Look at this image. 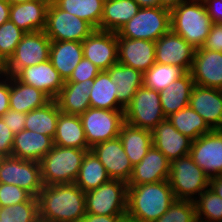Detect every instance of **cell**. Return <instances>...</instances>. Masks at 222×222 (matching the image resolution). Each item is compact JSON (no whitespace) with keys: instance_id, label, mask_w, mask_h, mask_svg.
Instances as JSON below:
<instances>
[{"instance_id":"obj_1","label":"cell","mask_w":222,"mask_h":222,"mask_svg":"<svg viewBox=\"0 0 222 222\" xmlns=\"http://www.w3.org/2000/svg\"><path fill=\"white\" fill-rule=\"evenodd\" d=\"M37 198L41 222H80L86 214L85 193L75 183L43 184Z\"/></svg>"},{"instance_id":"obj_2","label":"cell","mask_w":222,"mask_h":222,"mask_svg":"<svg viewBox=\"0 0 222 222\" xmlns=\"http://www.w3.org/2000/svg\"><path fill=\"white\" fill-rule=\"evenodd\" d=\"M175 201L168 180L142 185H128L127 213L136 222H154Z\"/></svg>"},{"instance_id":"obj_3","label":"cell","mask_w":222,"mask_h":222,"mask_svg":"<svg viewBox=\"0 0 222 222\" xmlns=\"http://www.w3.org/2000/svg\"><path fill=\"white\" fill-rule=\"evenodd\" d=\"M170 24L173 32L197 49L204 44L213 22L203 0H187L170 10Z\"/></svg>"},{"instance_id":"obj_4","label":"cell","mask_w":222,"mask_h":222,"mask_svg":"<svg viewBox=\"0 0 222 222\" xmlns=\"http://www.w3.org/2000/svg\"><path fill=\"white\" fill-rule=\"evenodd\" d=\"M90 150L54 145L40 161L43 184L74 183L83 159Z\"/></svg>"},{"instance_id":"obj_5","label":"cell","mask_w":222,"mask_h":222,"mask_svg":"<svg viewBox=\"0 0 222 222\" xmlns=\"http://www.w3.org/2000/svg\"><path fill=\"white\" fill-rule=\"evenodd\" d=\"M175 199L192 200L209 187V177L190 155L170 162L169 179ZM195 195V196H194Z\"/></svg>"},{"instance_id":"obj_6","label":"cell","mask_w":222,"mask_h":222,"mask_svg":"<svg viewBox=\"0 0 222 222\" xmlns=\"http://www.w3.org/2000/svg\"><path fill=\"white\" fill-rule=\"evenodd\" d=\"M171 29L170 10L164 7H141L118 32L117 37L157 41Z\"/></svg>"},{"instance_id":"obj_7","label":"cell","mask_w":222,"mask_h":222,"mask_svg":"<svg viewBox=\"0 0 222 222\" xmlns=\"http://www.w3.org/2000/svg\"><path fill=\"white\" fill-rule=\"evenodd\" d=\"M128 184L110 180L85 193L86 213L94 215H126Z\"/></svg>"},{"instance_id":"obj_8","label":"cell","mask_w":222,"mask_h":222,"mask_svg":"<svg viewBox=\"0 0 222 222\" xmlns=\"http://www.w3.org/2000/svg\"><path fill=\"white\" fill-rule=\"evenodd\" d=\"M125 123L152 131L166 119L160 102L159 91L141 86L124 110Z\"/></svg>"},{"instance_id":"obj_9","label":"cell","mask_w":222,"mask_h":222,"mask_svg":"<svg viewBox=\"0 0 222 222\" xmlns=\"http://www.w3.org/2000/svg\"><path fill=\"white\" fill-rule=\"evenodd\" d=\"M85 131L86 142L90 148L94 145L115 139L125 123L124 110H106L88 108L80 115Z\"/></svg>"},{"instance_id":"obj_10","label":"cell","mask_w":222,"mask_h":222,"mask_svg":"<svg viewBox=\"0 0 222 222\" xmlns=\"http://www.w3.org/2000/svg\"><path fill=\"white\" fill-rule=\"evenodd\" d=\"M94 30L88 22L60 9L56 4L48 6L44 32L51 41L82 42Z\"/></svg>"},{"instance_id":"obj_11","label":"cell","mask_w":222,"mask_h":222,"mask_svg":"<svg viewBox=\"0 0 222 222\" xmlns=\"http://www.w3.org/2000/svg\"><path fill=\"white\" fill-rule=\"evenodd\" d=\"M51 40L44 31L25 33L14 55L7 62L6 76H14L20 69L49 60Z\"/></svg>"},{"instance_id":"obj_12","label":"cell","mask_w":222,"mask_h":222,"mask_svg":"<svg viewBox=\"0 0 222 222\" xmlns=\"http://www.w3.org/2000/svg\"><path fill=\"white\" fill-rule=\"evenodd\" d=\"M0 183L14 184L38 197L43 188L40 162L4 157L0 162Z\"/></svg>"},{"instance_id":"obj_13","label":"cell","mask_w":222,"mask_h":222,"mask_svg":"<svg viewBox=\"0 0 222 222\" xmlns=\"http://www.w3.org/2000/svg\"><path fill=\"white\" fill-rule=\"evenodd\" d=\"M189 155L209 178L222 175V130L193 140Z\"/></svg>"},{"instance_id":"obj_14","label":"cell","mask_w":222,"mask_h":222,"mask_svg":"<svg viewBox=\"0 0 222 222\" xmlns=\"http://www.w3.org/2000/svg\"><path fill=\"white\" fill-rule=\"evenodd\" d=\"M196 49L171 29L155 41V62L190 72Z\"/></svg>"},{"instance_id":"obj_15","label":"cell","mask_w":222,"mask_h":222,"mask_svg":"<svg viewBox=\"0 0 222 222\" xmlns=\"http://www.w3.org/2000/svg\"><path fill=\"white\" fill-rule=\"evenodd\" d=\"M83 56L90 60L101 71L108 70L118 63L117 33L94 30L82 41Z\"/></svg>"},{"instance_id":"obj_16","label":"cell","mask_w":222,"mask_h":222,"mask_svg":"<svg viewBox=\"0 0 222 222\" xmlns=\"http://www.w3.org/2000/svg\"><path fill=\"white\" fill-rule=\"evenodd\" d=\"M112 180L129 182L133 164L126 155L119 137L98 143L91 148Z\"/></svg>"},{"instance_id":"obj_17","label":"cell","mask_w":222,"mask_h":222,"mask_svg":"<svg viewBox=\"0 0 222 222\" xmlns=\"http://www.w3.org/2000/svg\"><path fill=\"white\" fill-rule=\"evenodd\" d=\"M14 77L26 85L41 90L51 100L56 99L65 84L50 60L20 69Z\"/></svg>"},{"instance_id":"obj_18","label":"cell","mask_w":222,"mask_h":222,"mask_svg":"<svg viewBox=\"0 0 222 222\" xmlns=\"http://www.w3.org/2000/svg\"><path fill=\"white\" fill-rule=\"evenodd\" d=\"M190 73L195 85L222 90V52L197 48Z\"/></svg>"},{"instance_id":"obj_19","label":"cell","mask_w":222,"mask_h":222,"mask_svg":"<svg viewBox=\"0 0 222 222\" xmlns=\"http://www.w3.org/2000/svg\"><path fill=\"white\" fill-rule=\"evenodd\" d=\"M189 106L212 130H222V90L194 85Z\"/></svg>"},{"instance_id":"obj_20","label":"cell","mask_w":222,"mask_h":222,"mask_svg":"<svg viewBox=\"0 0 222 222\" xmlns=\"http://www.w3.org/2000/svg\"><path fill=\"white\" fill-rule=\"evenodd\" d=\"M118 63L135 68L143 74L155 62V41L117 37Z\"/></svg>"},{"instance_id":"obj_21","label":"cell","mask_w":222,"mask_h":222,"mask_svg":"<svg viewBox=\"0 0 222 222\" xmlns=\"http://www.w3.org/2000/svg\"><path fill=\"white\" fill-rule=\"evenodd\" d=\"M151 134L153 146L170 162L189 155L193 140L177 131L167 118L161 121Z\"/></svg>"},{"instance_id":"obj_22","label":"cell","mask_w":222,"mask_h":222,"mask_svg":"<svg viewBox=\"0 0 222 222\" xmlns=\"http://www.w3.org/2000/svg\"><path fill=\"white\" fill-rule=\"evenodd\" d=\"M170 174V161L153 145L147 154L133 166L128 185H142L168 180Z\"/></svg>"},{"instance_id":"obj_23","label":"cell","mask_w":222,"mask_h":222,"mask_svg":"<svg viewBox=\"0 0 222 222\" xmlns=\"http://www.w3.org/2000/svg\"><path fill=\"white\" fill-rule=\"evenodd\" d=\"M53 146L52 137L24 129L14 136L11 156L40 162Z\"/></svg>"},{"instance_id":"obj_24","label":"cell","mask_w":222,"mask_h":222,"mask_svg":"<svg viewBox=\"0 0 222 222\" xmlns=\"http://www.w3.org/2000/svg\"><path fill=\"white\" fill-rule=\"evenodd\" d=\"M48 5L38 0L11 5L9 19L25 33L44 31Z\"/></svg>"},{"instance_id":"obj_25","label":"cell","mask_w":222,"mask_h":222,"mask_svg":"<svg viewBox=\"0 0 222 222\" xmlns=\"http://www.w3.org/2000/svg\"><path fill=\"white\" fill-rule=\"evenodd\" d=\"M82 42L51 41L49 60L64 81H67L83 58Z\"/></svg>"},{"instance_id":"obj_26","label":"cell","mask_w":222,"mask_h":222,"mask_svg":"<svg viewBox=\"0 0 222 222\" xmlns=\"http://www.w3.org/2000/svg\"><path fill=\"white\" fill-rule=\"evenodd\" d=\"M92 83L93 80L65 82L55 99L60 111L80 116L90 108L89 94Z\"/></svg>"},{"instance_id":"obj_27","label":"cell","mask_w":222,"mask_h":222,"mask_svg":"<svg viewBox=\"0 0 222 222\" xmlns=\"http://www.w3.org/2000/svg\"><path fill=\"white\" fill-rule=\"evenodd\" d=\"M106 71L110 80L116 84L117 101L125 109L137 90L143 86V73L120 63L113 64Z\"/></svg>"},{"instance_id":"obj_28","label":"cell","mask_w":222,"mask_h":222,"mask_svg":"<svg viewBox=\"0 0 222 222\" xmlns=\"http://www.w3.org/2000/svg\"><path fill=\"white\" fill-rule=\"evenodd\" d=\"M194 85L191 73L187 72L165 89L159 91L162 111L166 118L172 113L189 106L190 95Z\"/></svg>"},{"instance_id":"obj_29","label":"cell","mask_w":222,"mask_h":222,"mask_svg":"<svg viewBox=\"0 0 222 222\" xmlns=\"http://www.w3.org/2000/svg\"><path fill=\"white\" fill-rule=\"evenodd\" d=\"M54 145L78 149H91L87 142L80 116L60 112L53 137Z\"/></svg>"},{"instance_id":"obj_30","label":"cell","mask_w":222,"mask_h":222,"mask_svg":"<svg viewBox=\"0 0 222 222\" xmlns=\"http://www.w3.org/2000/svg\"><path fill=\"white\" fill-rule=\"evenodd\" d=\"M51 99L41 90L18 81L10 76V109L27 114L40 108Z\"/></svg>"},{"instance_id":"obj_31","label":"cell","mask_w":222,"mask_h":222,"mask_svg":"<svg viewBox=\"0 0 222 222\" xmlns=\"http://www.w3.org/2000/svg\"><path fill=\"white\" fill-rule=\"evenodd\" d=\"M140 8L134 0H105L100 30L117 33Z\"/></svg>"},{"instance_id":"obj_32","label":"cell","mask_w":222,"mask_h":222,"mask_svg":"<svg viewBox=\"0 0 222 222\" xmlns=\"http://www.w3.org/2000/svg\"><path fill=\"white\" fill-rule=\"evenodd\" d=\"M133 166L140 163L153 145L151 131L124 123L118 136Z\"/></svg>"},{"instance_id":"obj_33","label":"cell","mask_w":222,"mask_h":222,"mask_svg":"<svg viewBox=\"0 0 222 222\" xmlns=\"http://www.w3.org/2000/svg\"><path fill=\"white\" fill-rule=\"evenodd\" d=\"M90 107L106 110H125L117 101L116 84L110 80L106 70L93 80L89 94Z\"/></svg>"},{"instance_id":"obj_34","label":"cell","mask_w":222,"mask_h":222,"mask_svg":"<svg viewBox=\"0 0 222 222\" xmlns=\"http://www.w3.org/2000/svg\"><path fill=\"white\" fill-rule=\"evenodd\" d=\"M60 109L56 100H50L44 106L26 114L24 129L54 137Z\"/></svg>"},{"instance_id":"obj_35","label":"cell","mask_w":222,"mask_h":222,"mask_svg":"<svg viewBox=\"0 0 222 222\" xmlns=\"http://www.w3.org/2000/svg\"><path fill=\"white\" fill-rule=\"evenodd\" d=\"M110 180L111 178L103 164L91 150L88 151L83 159L74 183L86 193Z\"/></svg>"},{"instance_id":"obj_36","label":"cell","mask_w":222,"mask_h":222,"mask_svg":"<svg viewBox=\"0 0 222 222\" xmlns=\"http://www.w3.org/2000/svg\"><path fill=\"white\" fill-rule=\"evenodd\" d=\"M167 119L177 131L192 140H196L200 136L212 131L202 116L195 112L190 106L172 113Z\"/></svg>"},{"instance_id":"obj_37","label":"cell","mask_w":222,"mask_h":222,"mask_svg":"<svg viewBox=\"0 0 222 222\" xmlns=\"http://www.w3.org/2000/svg\"><path fill=\"white\" fill-rule=\"evenodd\" d=\"M105 0H57L56 5L70 14L88 22L95 30H100V22Z\"/></svg>"},{"instance_id":"obj_38","label":"cell","mask_w":222,"mask_h":222,"mask_svg":"<svg viewBox=\"0 0 222 222\" xmlns=\"http://www.w3.org/2000/svg\"><path fill=\"white\" fill-rule=\"evenodd\" d=\"M186 73L177 65L155 63L143 74V85L146 88L161 91Z\"/></svg>"},{"instance_id":"obj_39","label":"cell","mask_w":222,"mask_h":222,"mask_svg":"<svg viewBox=\"0 0 222 222\" xmlns=\"http://www.w3.org/2000/svg\"><path fill=\"white\" fill-rule=\"evenodd\" d=\"M197 220L222 222V198L209 187L194 199Z\"/></svg>"},{"instance_id":"obj_40","label":"cell","mask_w":222,"mask_h":222,"mask_svg":"<svg viewBox=\"0 0 222 222\" xmlns=\"http://www.w3.org/2000/svg\"><path fill=\"white\" fill-rule=\"evenodd\" d=\"M0 220L2 222H38V198L32 196L26 202L0 207Z\"/></svg>"},{"instance_id":"obj_41","label":"cell","mask_w":222,"mask_h":222,"mask_svg":"<svg viewBox=\"0 0 222 222\" xmlns=\"http://www.w3.org/2000/svg\"><path fill=\"white\" fill-rule=\"evenodd\" d=\"M25 34L10 19L0 25V55L8 62Z\"/></svg>"},{"instance_id":"obj_42","label":"cell","mask_w":222,"mask_h":222,"mask_svg":"<svg viewBox=\"0 0 222 222\" xmlns=\"http://www.w3.org/2000/svg\"><path fill=\"white\" fill-rule=\"evenodd\" d=\"M196 219L192 200L175 199L169 209L154 222H194Z\"/></svg>"},{"instance_id":"obj_43","label":"cell","mask_w":222,"mask_h":222,"mask_svg":"<svg viewBox=\"0 0 222 222\" xmlns=\"http://www.w3.org/2000/svg\"><path fill=\"white\" fill-rule=\"evenodd\" d=\"M32 195L14 184L0 183V207L28 201Z\"/></svg>"},{"instance_id":"obj_44","label":"cell","mask_w":222,"mask_h":222,"mask_svg":"<svg viewBox=\"0 0 222 222\" xmlns=\"http://www.w3.org/2000/svg\"><path fill=\"white\" fill-rule=\"evenodd\" d=\"M101 72L90 60L83 57L79 64L73 70L70 78L65 82H82L86 80H94Z\"/></svg>"},{"instance_id":"obj_45","label":"cell","mask_w":222,"mask_h":222,"mask_svg":"<svg viewBox=\"0 0 222 222\" xmlns=\"http://www.w3.org/2000/svg\"><path fill=\"white\" fill-rule=\"evenodd\" d=\"M7 127L14 133L17 134L24 130L26 114L18 111L9 109L0 117Z\"/></svg>"},{"instance_id":"obj_46","label":"cell","mask_w":222,"mask_h":222,"mask_svg":"<svg viewBox=\"0 0 222 222\" xmlns=\"http://www.w3.org/2000/svg\"><path fill=\"white\" fill-rule=\"evenodd\" d=\"M202 48L222 52V24H212Z\"/></svg>"},{"instance_id":"obj_47","label":"cell","mask_w":222,"mask_h":222,"mask_svg":"<svg viewBox=\"0 0 222 222\" xmlns=\"http://www.w3.org/2000/svg\"><path fill=\"white\" fill-rule=\"evenodd\" d=\"M15 134L7 127L0 118V153L4 157L11 156Z\"/></svg>"},{"instance_id":"obj_48","label":"cell","mask_w":222,"mask_h":222,"mask_svg":"<svg viewBox=\"0 0 222 222\" xmlns=\"http://www.w3.org/2000/svg\"><path fill=\"white\" fill-rule=\"evenodd\" d=\"M10 76L0 75V117L10 109Z\"/></svg>"},{"instance_id":"obj_49","label":"cell","mask_w":222,"mask_h":222,"mask_svg":"<svg viewBox=\"0 0 222 222\" xmlns=\"http://www.w3.org/2000/svg\"><path fill=\"white\" fill-rule=\"evenodd\" d=\"M213 23L222 24V0H203Z\"/></svg>"},{"instance_id":"obj_50","label":"cell","mask_w":222,"mask_h":222,"mask_svg":"<svg viewBox=\"0 0 222 222\" xmlns=\"http://www.w3.org/2000/svg\"><path fill=\"white\" fill-rule=\"evenodd\" d=\"M126 215H94L86 213L80 222H118L122 217Z\"/></svg>"},{"instance_id":"obj_51","label":"cell","mask_w":222,"mask_h":222,"mask_svg":"<svg viewBox=\"0 0 222 222\" xmlns=\"http://www.w3.org/2000/svg\"><path fill=\"white\" fill-rule=\"evenodd\" d=\"M209 188L222 198V175L209 178Z\"/></svg>"},{"instance_id":"obj_52","label":"cell","mask_w":222,"mask_h":222,"mask_svg":"<svg viewBox=\"0 0 222 222\" xmlns=\"http://www.w3.org/2000/svg\"><path fill=\"white\" fill-rule=\"evenodd\" d=\"M10 7L7 0H0V25L9 20Z\"/></svg>"},{"instance_id":"obj_53","label":"cell","mask_w":222,"mask_h":222,"mask_svg":"<svg viewBox=\"0 0 222 222\" xmlns=\"http://www.w3.org/2000/svg\"><path fill=\"white\" fill-rule=\"evenodd\" d=\"M159 1H160V7L172 10L173 8L177 7L181 2L187 0H159Z\"/></svg>"},{"instance_id":"obj_54","label":"cell","mask_w":222,"mask_h":222,"mask_svg":"<svg viewBox=\"0 0 222 222\" xmlns=\"http://www.w3.org/2000/svg\"><path fill=\"white\" fill-rule=\"evenodd\" d=\"M140 7H160L159 0H134Z\"/></svg>"},{"instance_id":"obj_55","label":"cell","mask_w":222,"mask_h":222,"mask_svg":"<svg viewBox=\"0 0 222 222\" xmlns=\"http://www.w3.org/2000/svg\"><path fill=\"white\" fill-rule=\"evenodd\" d=\"M7 67V62L0 55V75H4Z\"/></svg>"},{"instance_id":"obj_56","label":"cell","mask_w":222,"mask_h":222,"mask_svg":"<svg viewBox=\"0 0 222 222\" xmlns=\"http://www.w3.org/2000/svg\"><path fill=\"white\" fill-rule=\"evenodd\" d=\"M11 5H15V4H20V3H25L28 1H32V0H7Z\"/></svg>"},{"instance_id":"obj_57","label":"cell","mask_w":222,"mask_h":222,"mask_svg":"<svg viewBox=\"0 0 222 222\" xmlns=\"http://www.w3.org/2000/svg\"><path fill=\"white\" fill-rule=\"evenodd\" d=\"M118 222H136L133 218H130L129 216L122 217Z\"/></svg>"},{"instance_id":"obj_58","label":"cell","mask_w":222,"mask_h":222,"mask_svg":"<svg viewBox=\"0 0 222 222\" xmlns=\"http://www.w3.org/2000/svg\"><path fill=\"white\" fill-rule=\"evenodd\" d=\"M38 1L44 2V3H46L48 6H50V5H54L57 0H38Z\"/></svg>"},{"instance_id":"obj_59","label":"cell","mask_w":222,"mask_h":222,"mask_svg":"<svg viewBox=\"0 0 222 222\" xmlns=\"http://www.w3.org/2000/svg\"><path fill=\"white\" fill-rule=\"evenodd\" d=\"M3 158L4 156L0 153V162L2 161Z\"/></svg>"}]
</instances>
